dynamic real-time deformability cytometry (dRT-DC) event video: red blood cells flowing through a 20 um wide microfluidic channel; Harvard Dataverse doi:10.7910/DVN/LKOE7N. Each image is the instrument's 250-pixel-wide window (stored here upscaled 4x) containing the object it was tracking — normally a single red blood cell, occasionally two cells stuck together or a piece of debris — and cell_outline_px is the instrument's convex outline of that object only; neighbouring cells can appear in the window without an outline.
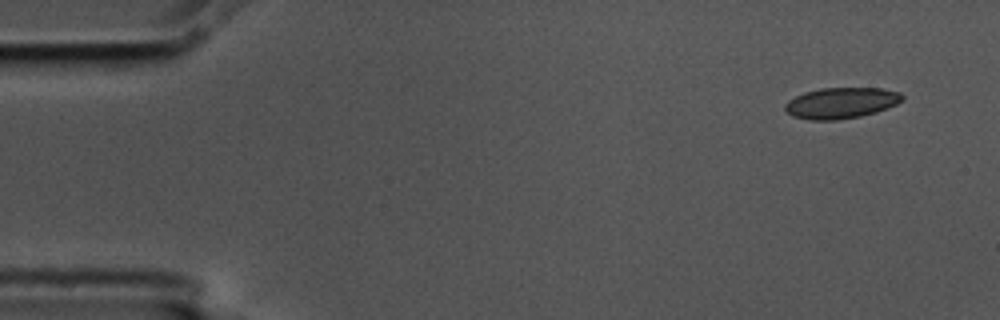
{"species": "common noctule bat (a hibernating species)", "species_latin": "Nyctalus noctula", "temperature_condition": "cold", "stored_images_in_passage": 7, "camera_frame_rate_fps": 3000, "um_per_image_px": 0.085, "animal": {"sex": "male", "body_mass_g": 17.5, "forearm_length_mm": 52.3}, "frame": {"image": 1, "passage_image": 1, "time_ms": 0.0, "image_size_px": [1000, 320], "cell_outline_px": [[904, 100], [888, 108], [876, 112], [860, 116], [836, 120], [808, 120], [792, 116], [784, 108], [784, 104], [788, 100], [804, 92], [820, 88], [880, 88], [900, 92], [904, 96]], "centroid_in_image_um": [71.5, 8.75], "position_along_channel_um": 13.5, "area_um2": 21.27}}
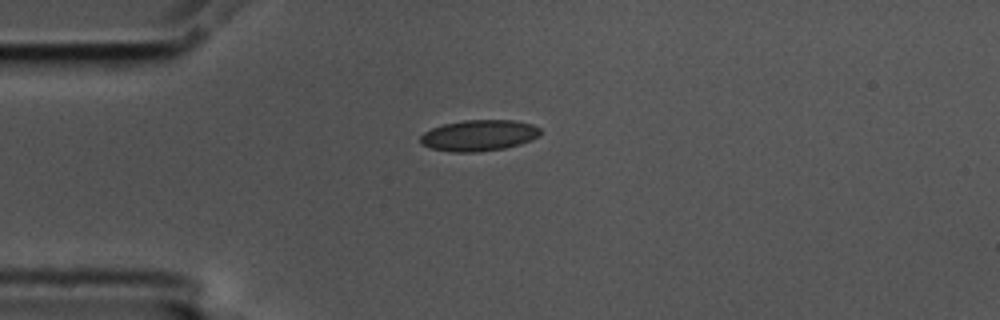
{"frame": {"image": 2, "passage_image": 4, "time_ms": 1.0, "image_size_px": [1000, 320], "cell_outline_px": [[540, 136], [532, 140], [520, 144], [504, 148], [476, 152], [452, 152], [428, 148], [420, 144], [420, 136], [424, 132], [432, 128], [444, 124], [464, 120], [516, 120], [532, 124], [540, 128]], "centroid_in_image_um": [40.7, 11.51], "position_along_channel_um": 44.3, "area_um2": 21.91}}